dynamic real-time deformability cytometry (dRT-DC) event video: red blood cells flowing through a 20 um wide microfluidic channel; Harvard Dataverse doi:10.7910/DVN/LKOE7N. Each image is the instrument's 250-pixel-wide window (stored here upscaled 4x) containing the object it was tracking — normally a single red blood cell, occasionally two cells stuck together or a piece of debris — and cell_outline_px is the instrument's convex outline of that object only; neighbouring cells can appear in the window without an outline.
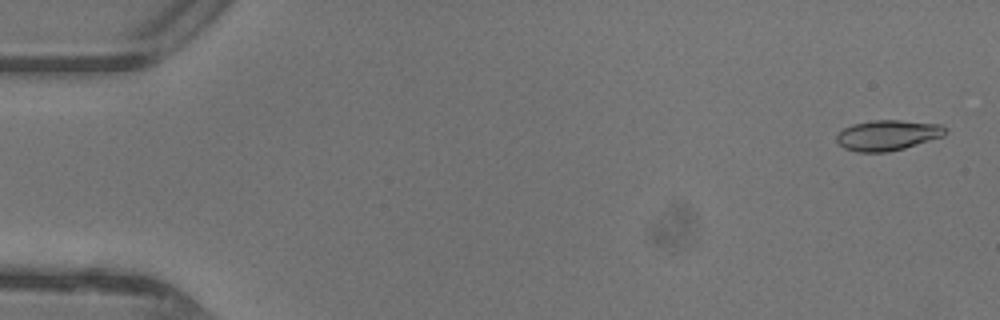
{"species": "common noctule bat (a hibernating species)", "species_latin": "Nyctalus noctula", "temperature_condition": "warm", "stored_images_in_passage": 44, "camera_frame_rate_fps": 3000, "um_per_image_px": 0.085, "animal": {"sex": "female"}, "frame": {"image": 1, "passage_image": 2, "time_ms": 0.333, "image_size_px": [1000, 320], "cell_outline_px": [[944, 136], [904, 148], [888, 152], [856, 152], [844, 148], [836, 140], [836, 136], [844, 128], [852, 124], [872, 120], [900, 120], [940, 124], [944, 128]], "centroid_in_image_um": [75.42, 11.49], "position_along_channel_um": 9.6, "area_um2": 19.13}}
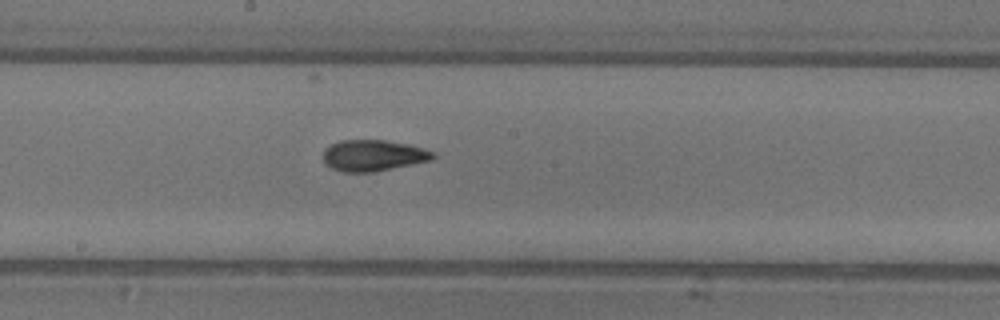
{"frame": {"image": 2, "passage_image": 26, "time_ms": 8.333, "image_size_px": [1000, 320], "cell_outline_px": [[436, 156], [432, 160], [372, 172], [344, 172], [332, 168], [324, 164], [324, 148], [340, 140], [384, 140], [408, 144], [424, 148], [436, 152]], "centroid_in_image_um": [31.74, 13.21], "position_along_channel_um": 216.5, "area_um2": 20.0}}
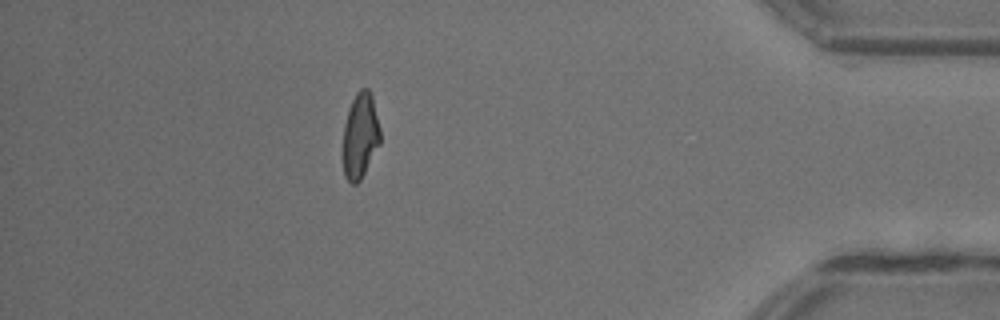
{"frame": {"image": 3, "passage_image": 42, "time_ms": 13.667, "image_size_px": [1000, 320], "cell_outline_px": [[380, 144], [360, 180], [356, 184], [352, 184], [344, 176], [340, 156], [340, 152], [344, 124], [348, 108], [356, 92], [360, 88], [368, 88], [372, 96], [380, 128]], "centroid_in_image_um": [30.56, 11.56], "position_along_channel_um": 404.6, "area_um2": 19.25}}